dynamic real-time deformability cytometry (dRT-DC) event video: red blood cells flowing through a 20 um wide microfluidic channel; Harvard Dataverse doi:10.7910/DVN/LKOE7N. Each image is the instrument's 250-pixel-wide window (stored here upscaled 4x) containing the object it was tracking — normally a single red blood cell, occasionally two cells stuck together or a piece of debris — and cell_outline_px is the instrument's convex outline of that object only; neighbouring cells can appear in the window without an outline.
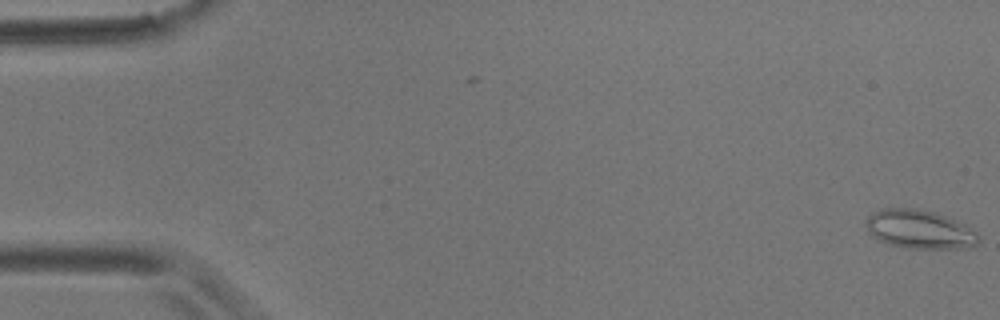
{"species": "common noctule bat (a hibernating species)", "species_latin": "Nyctalus noctula", "temperature_condition": "room temperature", "stored_images_in_passage": 57, "camera_frame_rate_fps": 3000, "um_per_image_px": 0.085, "animal": {"sex": "male", "body_mass_g": 17.9}, "frame": {"image": 1, "passage_image": 1, "time_ms": 0.0, "image_size_px": [1000, 320], "cell_outline_px": [[980, 244], [968, 248], [912, 248], [888, 244], [872, 236], [868, 232], [864, 224], [868, 216], [872, 212], [880, 208], [916, 208], [936, 212], [956, 220], [964, 224], [976, 232], [980, 236]], "centroid_in_image_um": [78.17, 19.48], "position_along_channel_um": 6.8, "area_um2": 25.72}}
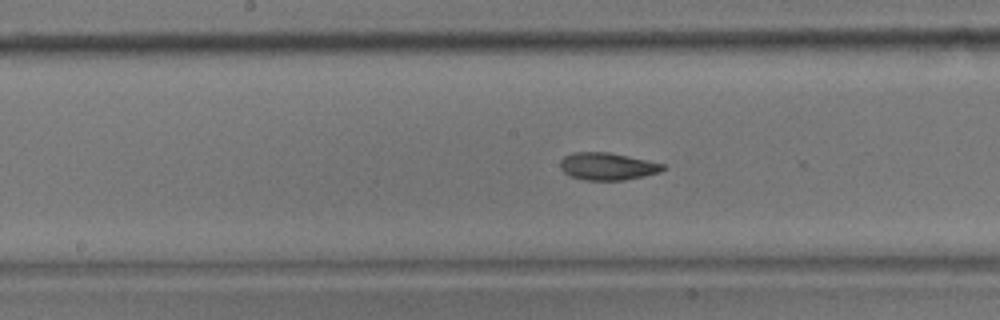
{"frame": {"image": 2, "passage_image": 29, "time_ms": 9.333, "image_size_px": [1000, 320], "cell_outline_px": [[664, 168], [660, 172], [644, 176], [624, 180], [584, 180], [572, 176], [564, 172], [560, 168], [560, 160], [564, 156], [572, 152], [608, 152], [628, 156], [664, 164]], "centroid_in_image_um": [51.6, 14.13], "position_along_channel_um": 196.6, "area_um2": 16.3}}
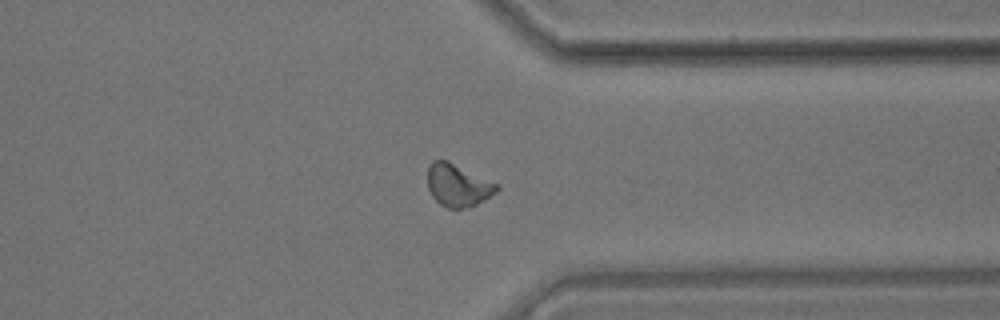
{"frame": {"image": 3, "passage_image": 44, "time_ms": 14.333, "image_size_px": [1000, 320], "cell_outline_px": [[500, 188], [496, 192], [484, 200], [468, 208], [448, 208], [440, 204], [432, 196], [428, 188], [428, 168], [432, 160], [448, 160], [500, 184]], "centroid_in_image_um": [38.94, 15.74], "position_along_channel_um": 372.5, "area_um2": 17.28}, "authors_computed_cell_mechanics": {"area_um2": 16.8776, "velocity_mm_per_s": 3.5747, "shape_relaxation_time_tau1_ms": null, "shape_relaxation_time_tau2_ms": 2.5611, "deformation_change_tau1": null, "deformation_change_tau2": 0.0829}}